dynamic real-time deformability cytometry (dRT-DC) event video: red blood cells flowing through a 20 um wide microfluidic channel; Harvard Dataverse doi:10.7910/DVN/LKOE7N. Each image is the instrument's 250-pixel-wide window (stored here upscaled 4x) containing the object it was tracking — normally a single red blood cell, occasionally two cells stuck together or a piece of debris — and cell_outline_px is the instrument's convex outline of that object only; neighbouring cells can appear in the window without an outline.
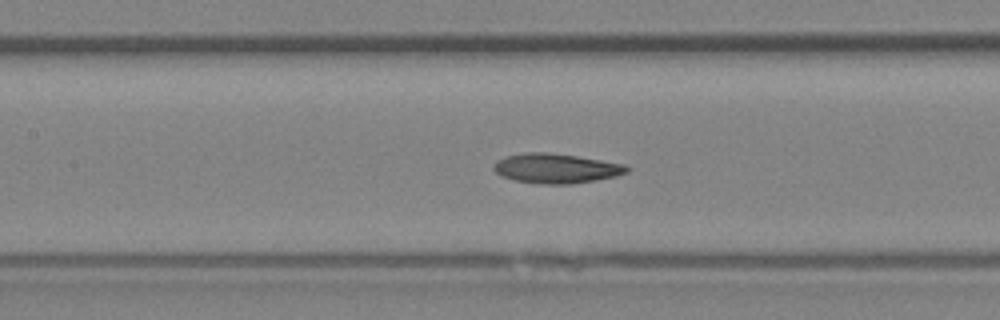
{"species": "Egyptian fruit bat (a non-hibernating species)", "species_latin": "Rousettus aegyptiacus", "temperature_condition": "room temperature", "stored_images_in_passage": 43, "camera_frame_rate_fps": 3000, "um_per_image_px": 0.085, "animal": {"sex": "female"}, "frame": {"image": 1, "passage_image": 19, "time_ms": 6.0, "image_size_px": [1000, 320], "cell_outline_px": [[632, 168], [628, 172], [616, 176], [596, 180], [572, 184], [540, 184], [512, 180], [500, 176], [492, 168], [492, 164], [496, 160], [504, 156], [524, 152], [548, 152], [576, 156], [628, 164]], "centroid_in_image_um": [47.25, 14.31], "position_along_channel_um": 160.1, "area_um2": 23.52}}
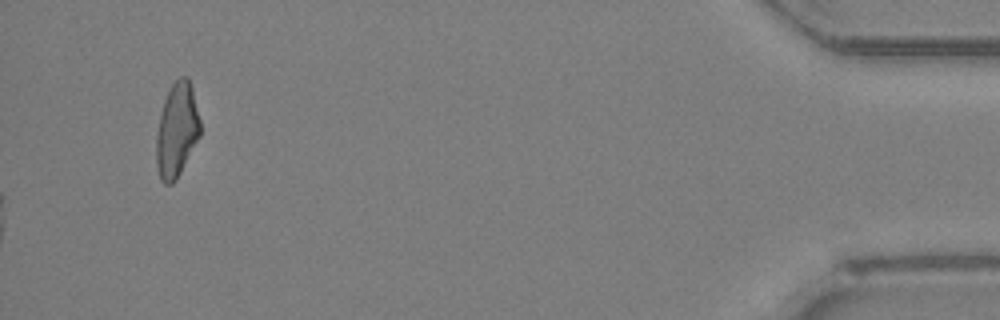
{"frame": {"image": 2, "passage_image": 43, "time_ms": 14.0, "image_size_px": [1000, 320], "cell_outline_px": [[200, 136], [176, 180], [172, 184], [164, 184], [160, 180], [156, 164], [156, 136], [160, 112], [164, 100], [172, 84], [180, 76], [188, 76], [192, 88], [200, 120]], "centroid_in_image_um": [15.02, 11.07], "position_along_channel_um": 420.2, "area_um2": 24.16}}